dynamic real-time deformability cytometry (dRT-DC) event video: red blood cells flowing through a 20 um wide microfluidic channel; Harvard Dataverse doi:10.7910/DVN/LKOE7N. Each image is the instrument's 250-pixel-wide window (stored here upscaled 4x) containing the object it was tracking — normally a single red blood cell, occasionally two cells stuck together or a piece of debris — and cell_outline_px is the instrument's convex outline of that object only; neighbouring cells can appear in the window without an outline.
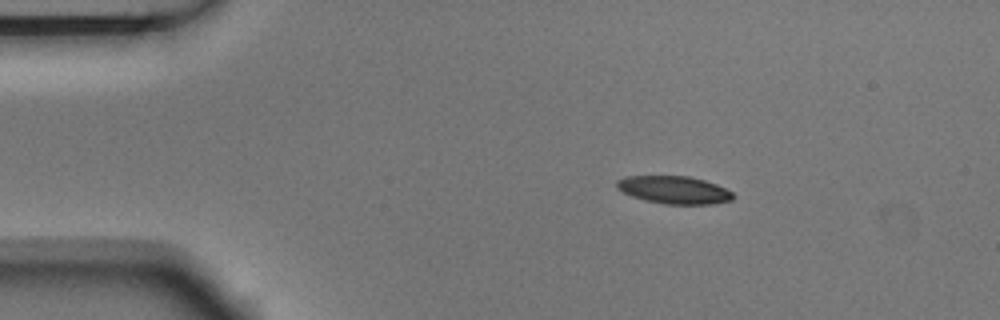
{"species": "Egyptian fruit bat (a non-hibernating species)", "species_latin": "Rousettus aegyptiacus", "temperature_condition": "room temperature", "stored_images_in_passage": 3, "camera_frame_rate_fps": 3000, "um_per_image_px": 0.085, "animal": {"sex": "male"}, "frame": {"image": 1, "passage_image": 1, "time_ms": 0.0, "image_size_px": [1000, 320], "cell_outline_px": [[736, 196], [732, 200], [712, 204], [664, 204], [644, 200], [632, 196], [616, 188], [616, 180], [628, 176], [688, 176], [704, 180], [716, 184], [732, 192]], "centroid_in_image_um": [57.3, 16.14], "position_along_channel_um": 27.7, "area_um2": 18.79}}
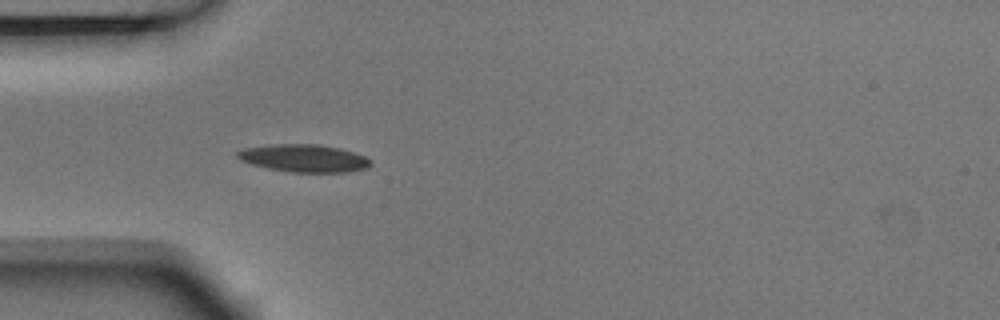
{"frame": {"image": 2, "passage_image": 3, "time_ms": 0.667, "image_size_px": [1000, 320], "cell_outline_px": [[372, 164], [368, 168], [348, 172], [288, 172], [268, 168], [252, 164], [240, 160], [236, 156], [236, 152], [244, 148], [272, 144], [316, 144], [340, 148], [364, 156], [372, 160]], "centroid_in_image_um": [25.84, 13.45], "position_along_channel_um": 59.2, "area_um2": 21.5}}